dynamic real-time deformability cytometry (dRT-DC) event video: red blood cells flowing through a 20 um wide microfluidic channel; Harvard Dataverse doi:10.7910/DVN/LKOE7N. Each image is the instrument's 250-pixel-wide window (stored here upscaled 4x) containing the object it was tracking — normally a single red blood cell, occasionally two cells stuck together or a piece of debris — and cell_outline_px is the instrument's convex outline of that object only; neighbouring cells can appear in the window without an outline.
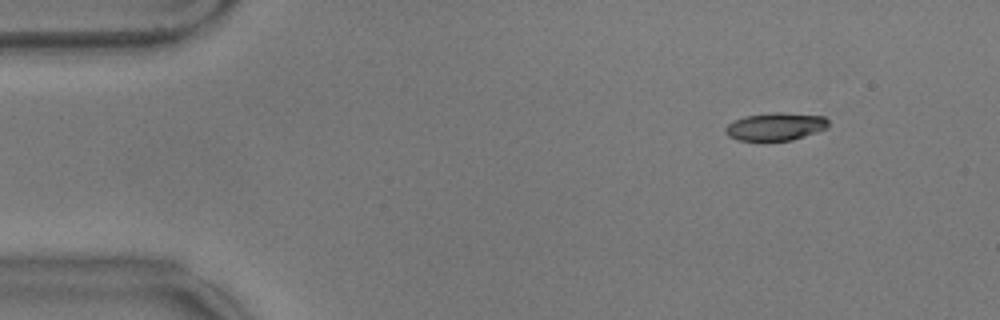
{"species": "common noctule bat (a hibernating species)", "species_latin": "Nyctalus noctula", "temperature_condition": "warm", "stored_images_in_passage": 46, "camera_frame_rate_fps": 3000, "um_per_image_px": 0.085, "animal": {"sex": "male", "body_mass_g": 17.9}, "frame": {"image": 1, "passage_image": 1, "time_ms": 0.0, "image_size_px": [1000, 320], "cell_outline_px": [[828, 128], [792, 140], [740, 140], [728, 136], [724, 132], [724, 128], [728, 124], [744, 116], [776, 112], [780, 112], [824, 116], [828, 120]], "centroid_in_image_um": [65.92, 10.75], "position_along_channel_um": 19.1, "area_um2": 16.53}}
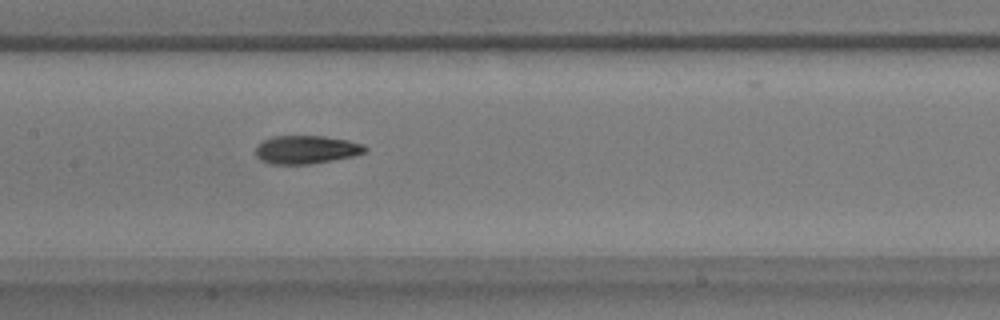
{"frame": {"image": 2, "passage_image": 22, "time_ms": 7.0, "image_size_px": [1000, 320], "cell_outline_px": [[368, 148], [364, 152], [352, 156], [332, 160], [308, 164], [268, 164], [260, 160], [252, 152], [256, 144], [272, 136], [324, 136], [348, 140], [364, 144]], "centroid_in_image_um": [25.96, 12.71], "position_along_channel_um": 181.4, "area_um2": 18.26}}
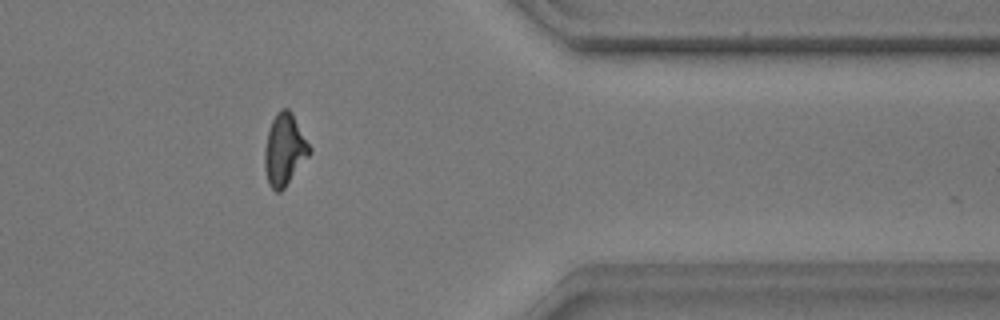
{"frame": {"image": 3, "passage_image": 41, "time_ms": 13.333, "image_size_px": [1000, 320], "cell_outline_px": [[312, 152], [284, 188], [280, 192], [276, 192], [268, 184], [264, 168], [264, 152], [268, 132], [272, 120], [276, 112], [280, 108], [288, 108], [292, 112], [312, 148]], "centroid_in_image_um": [24.19, 12.71], "position_along_channel_um": 387.2, "area_um2": 18.9}, "authors_computed_cell_mechanics": {"area_um2": 18.0625, "velocity_mm_per_s": 3.5388, "shape_relaxation_time_tau1_ms": 5.8049, "shape_relaxation_time_tau2_ms": 2.0546, "deformation_change_tau1": 0.1983, "deformation_change_tau2": 0.0892}}